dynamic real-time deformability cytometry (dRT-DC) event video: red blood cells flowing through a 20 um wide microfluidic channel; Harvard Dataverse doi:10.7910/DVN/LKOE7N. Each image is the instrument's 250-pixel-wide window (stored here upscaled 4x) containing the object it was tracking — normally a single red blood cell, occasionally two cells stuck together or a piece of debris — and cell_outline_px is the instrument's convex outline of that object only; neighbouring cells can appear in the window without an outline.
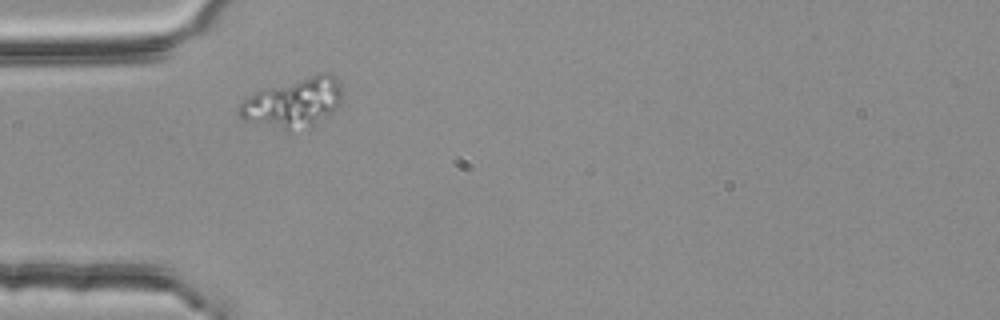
{"species": "common noctule bat (a hibernating species)", "species_latin": "Nyctalus noctula", "temperature_condition": "room temperature", "stored_images_in_passage": 1, "camera_frame_rate_fps": 3000, "um_per_image_px": 0.085, "animal": {"sex": "female", "body_mass_g": 25.1}, "frame": {"image": 1, "passage_image": 1, "time_ms": 0.0, "image_size_px": [1000, 320], "cell_outline_px": [[344, 96], [340, 104], [336, 108], [312, 128], [288, 132], [284, 132], [244, 120], [236, 112], [236, 108], [248, 96], [260, 88], [320, 72], [328, 72], [336, 76], [344, 92]], "centroid_in_image_um": [24.95, 8.74], "position_along_channel_um": 60.1, "area_um2": 31.1}}